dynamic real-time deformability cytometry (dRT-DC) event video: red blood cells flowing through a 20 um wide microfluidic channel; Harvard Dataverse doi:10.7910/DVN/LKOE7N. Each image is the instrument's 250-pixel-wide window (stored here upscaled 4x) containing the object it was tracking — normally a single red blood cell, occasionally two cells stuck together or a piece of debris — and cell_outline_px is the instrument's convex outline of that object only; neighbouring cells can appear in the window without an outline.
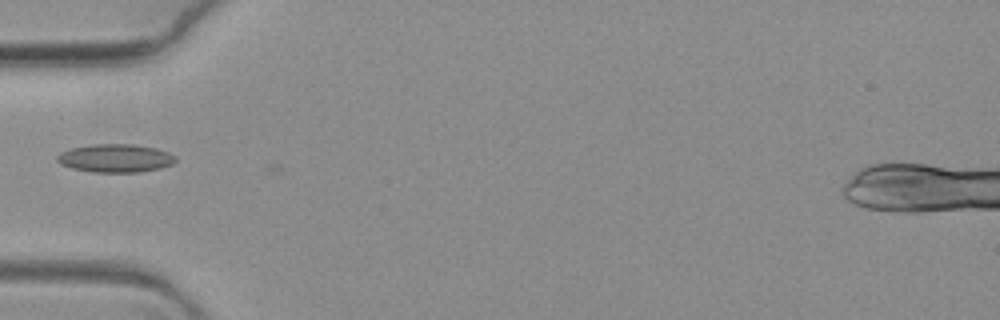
{"species": "common noctule bat (a hibernating species)", "species_latin": "Nyctalus noctula", "temperature_condition": "warm", "stored_images_in_passage": 17, "camera_frame_rate_fps": 3000, "um_per_image_px": 0.085, "animal": {"sex": "female", "body_mass_g": 19.3, "forearm_length_mm": 54.1}, "frame": {"image": 1, "passage_image": 1, "time_ms": 0.0, "image_size_px": [1000, 320], "cell_outline_px": [[176, 160], [172, 164], [160, 168], [140, 172], [92, 172], [72, 168], [60, 164], [56, 160], [56, 156], [60, 152], [72, 148], [92, 144], [132, 144], [156, 148], [168, 152], [176, 156]], "centroid_in_image_um": [9.8, 13.44], "position_along_channel_um": 75.2, "area_um2": 19.54}}
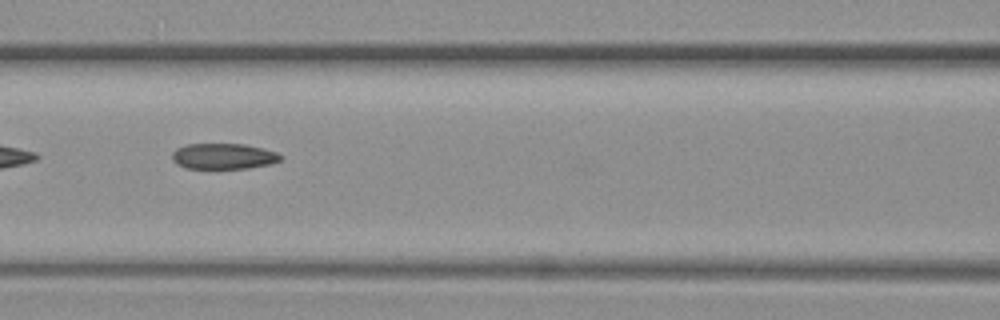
{"frame": {"image": 2, "passage_image": 8, "time_ms": 2.333, "image_size_px": [1000, 320], "cell_outline_px": [[284, 156], [280, 160], [272, 164], [248, 168], [184, 168], [176, 164], [172, 160], [172, 152], [176, 148], [188, 144], [244, 144], [264, 148], [276, 152]], "centroid_in_image_um": [19.0, 13.28], "position_along_channel_um": 147.6, "area_um2": 16.42}}
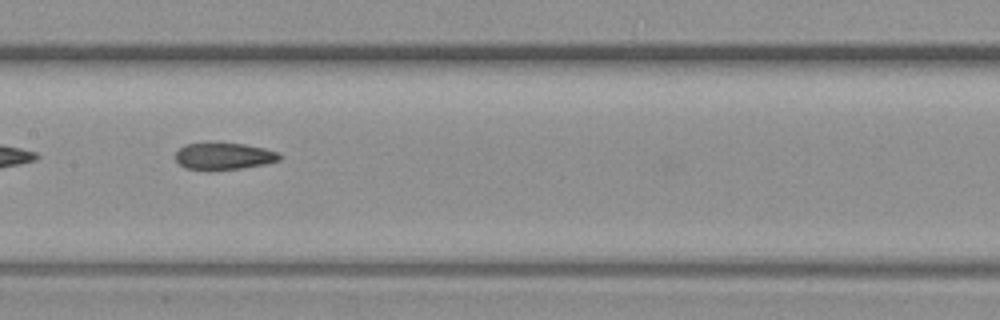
{"frame": {"image": 3, "passage_image": 12, "time_ms": 3.667, "image_size_px": [1000, 320], "cell_outline_px": [[280, 160], [264, 164], [240, 168], [208, 172], [184, 168], [176, 160], [176, 152], [184, 144], [244, 144], [264, 148], [276, 152], [280, 156]], "centroid_in_image_um": [18.98, 13.32], "position_along_channel_um": 188.4, "area_um2": 16.24}}